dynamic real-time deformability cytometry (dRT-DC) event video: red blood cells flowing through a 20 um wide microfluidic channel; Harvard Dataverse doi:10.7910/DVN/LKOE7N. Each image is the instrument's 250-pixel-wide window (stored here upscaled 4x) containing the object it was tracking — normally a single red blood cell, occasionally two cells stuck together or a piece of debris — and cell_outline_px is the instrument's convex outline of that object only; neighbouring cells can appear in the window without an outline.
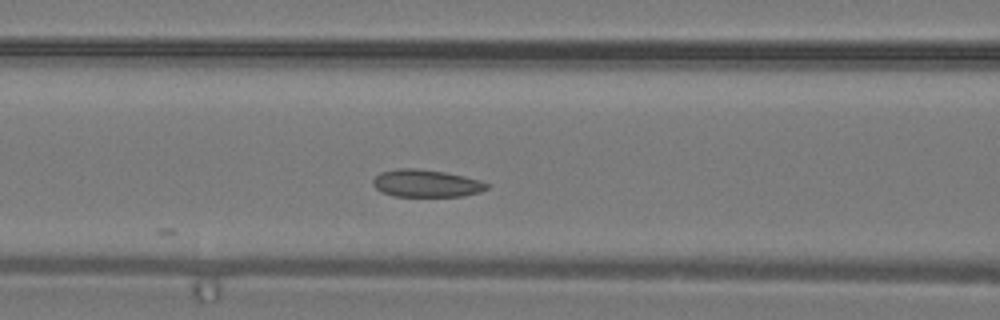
{"species": "common noctule bat (a hibernating species)", "species_latin": "Nyctalus noctula", "temperature_condition": "warm", "stored_images_in_passage": 6, "camera_frame_rate_fps": 3000, "um_per_image_px": 0.085, "animal": {"sex": "male", "body_mass_g": 19.2, "forearm_length_mm": 51.8}, "frame": {"image": 1, "passage_image": 5, "time_ms": 1.333, "image_size_px": [1000, 320], "cell_outline_px": [[488, 188], [480, 192], [464, 196], [396, 196], [384, 192], [376, 188], [372, 184], [372, 180], [380, 172], [396, 168], [416, 168], [444, 172], [464, 176], [480, 180], [488, 184]], "centroid_in_image_um": [36.23, 15.58], "position_along_channel_um": 130.4, "area_um2": 18.15}}